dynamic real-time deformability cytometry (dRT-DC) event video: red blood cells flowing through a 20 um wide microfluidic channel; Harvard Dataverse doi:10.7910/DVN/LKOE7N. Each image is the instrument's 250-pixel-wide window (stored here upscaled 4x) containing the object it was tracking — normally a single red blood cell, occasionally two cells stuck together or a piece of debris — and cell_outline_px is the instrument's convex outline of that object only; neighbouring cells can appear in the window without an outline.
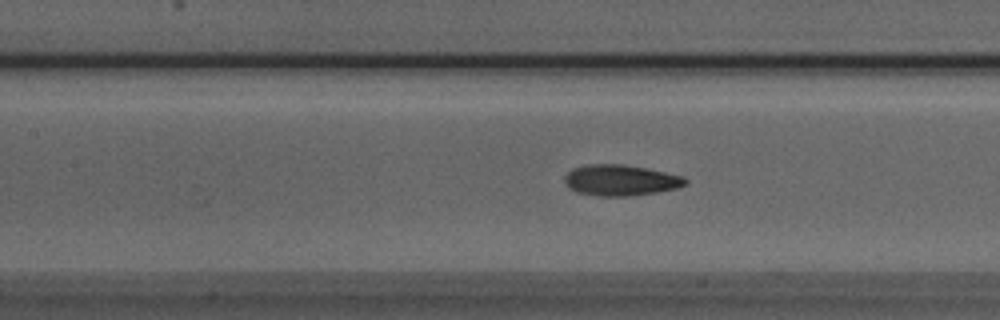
{"species": "Egyptian fruit bat (a non-hibernating species)", "species_latin": "Rousettus aegyptiacus", "temperature_condition": "room temperature", "stored_images_in_passage": 43, "camera_frame_rate_fps": 3000, "um_per_image_px": 0.085, "animal": {"sex": "male"}, "frame": {"image": 1, "passage_image": 14, "time_ms": 4.333, "image_size_px": [1000, 320], "cell_outline_px": [[688, 184], [680, 188], [656, 192], [628, 196], [600, 196], [576, 192], [568, 188], [564, 184], [564, 176], [572, 168], [588, 164], [624, 164], [684, 176], [688, 180]], "centroid_in_image_um": [52.74, 15.32], "position_along_channel_um": 154.7, "area_um2": 21.96}}
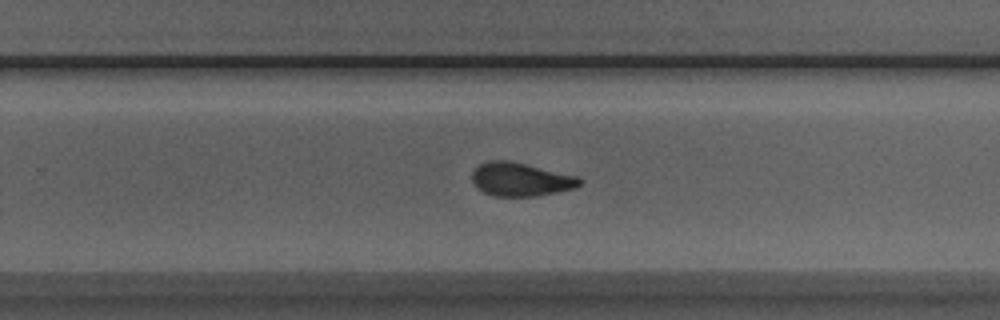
{"frame": {"image": 2, "passage_image": 24, "time_ms": 7.667, "image_size_px": [1000, 320], "cell_outline_px": [[584, 180], [576, 188], [536, 196], [492, 196], [476, 188], [472, 180], [472, 172], [480, 164], [488, 160], [508, 160], [580, 176]], "centroid_in_image_um": [44.27, 15.24], "position_along_channel_um": 285.5, "area_um2": 21.21}}
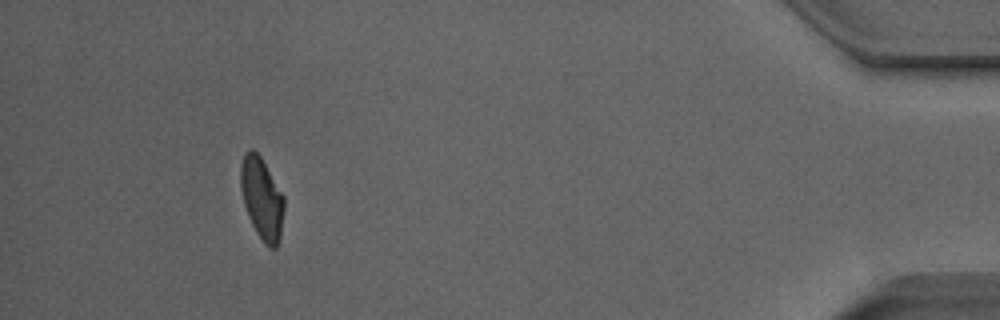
{"frame": {"image": 3, "passage_image": 39, "time_ms": 12.667, "image_size_px": [1000, 320], "cell_outline_px": [[284, 208], [280, 240], [276, 248], [268, 248], [264, 244], [256, 232], [248, 216], [244, 204], [240, 188], [240, 164], [244, 152], [248, 148], [252, 148], [260, 156], [284, 196]], "centroid_in_image_um": [22.24, 16.87], "position_along_channel_um": 413.0, "area_um2": 20.92}, "authors_computed_cell_mechanics": {"area_um2": 21.3282, "velocity_mm_per_s": 3.9427, "shape_relaxation_time_tau1_ms": 6.3788, "shape_relaxation_time_tau2_ms": 1.7679, "deformation_change_tau1": 0.1772, "deformation_change_tau2": 0.0813}}